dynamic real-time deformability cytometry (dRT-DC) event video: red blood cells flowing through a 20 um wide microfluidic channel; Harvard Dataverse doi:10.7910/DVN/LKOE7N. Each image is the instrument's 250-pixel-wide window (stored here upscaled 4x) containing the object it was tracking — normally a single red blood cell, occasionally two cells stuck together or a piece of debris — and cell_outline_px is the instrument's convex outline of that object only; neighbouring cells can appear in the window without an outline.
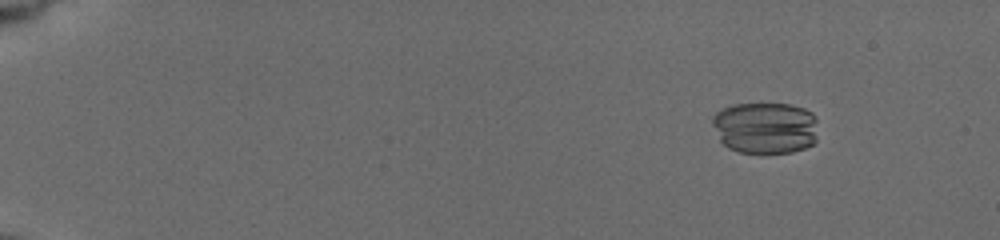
{"species": "common noctule bat (a hibernating species)", "species_latin": "Nyctalus noctula", "temperature_condition": "cold", "stored_images_in_passage": 29, "camera_frame_rate_fps": 3000, "um_per_image_px": 0.085, "animal": {"sex": "female", "body_mass_g": 19.5, "forearm_length_mm": 54.1}, "frame": {"image": 1, "passage_image": 8, "time_ms": 2.333, "image_size_px": [1000, 240], "cell_outline_px": [[816, 140], [812, 144], [804, 148], [792, 152], [740, 152], [728, 148], [720, 140], [712, 124], [712, 120], [716, 112], [732, 104], [788, 104], [804, 108], [812, 112], [816, 120]], "centroid_in_image_um": [65.05, 10.85], "position_along_channel_um": 20.0, "area_um2": 31.73}}
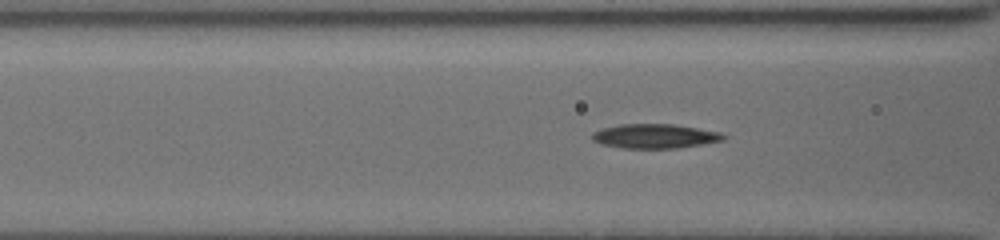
{"frame": {"image": 2, "passage_image": 29, "time_ms": 9.333, "image_size_px": [1000, 240], "cell_outline_px": [[724, 140], [676, 148], [624, 148], [600, 144], [592, 140], [592, 132], [604, 128], [620, 124], [672, 124], [720, 132], [724, 136]], "centroid_in_image_um": [55.61, 11.57], "position_along_channel_um": 111.0, "area_um2": 18.38}}